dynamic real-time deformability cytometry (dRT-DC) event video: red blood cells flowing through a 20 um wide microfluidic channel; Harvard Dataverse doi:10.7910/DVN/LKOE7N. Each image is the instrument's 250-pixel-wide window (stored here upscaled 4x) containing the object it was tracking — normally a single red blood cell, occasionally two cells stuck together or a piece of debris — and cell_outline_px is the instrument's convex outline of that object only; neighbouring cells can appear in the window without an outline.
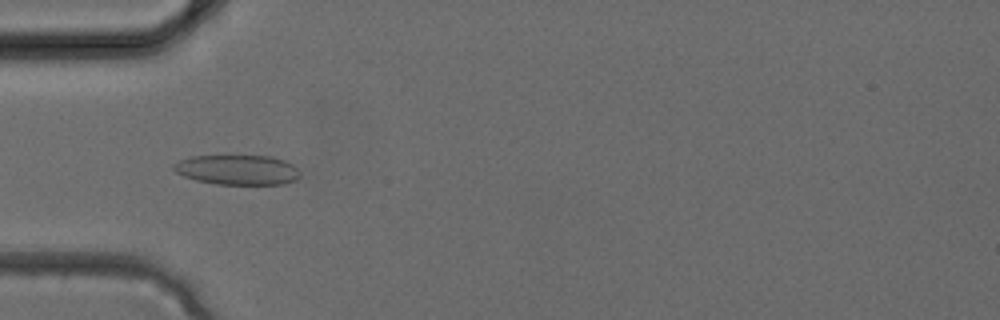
{"species": "common noctule bat (a hibernating species)", "species_latin": "Nyctalus noctula", "temperature_condition": "cold", "stored_images_in_passage": 4, "camera_frame_rate_fps": 3000, "um_per_image_px": 0.085, "animal": {"sex": "female", "body_mass_g": 24.6, "forearm_length_mm": 56.2}, "frame": {"image": 1, "passage_image": 4, "time_ms": 1.0, "image_size_px": [1000, 320], "cell_outline_px": [[300, 176], [296, 180], [284, 184], [216, 184], [196, 180], [184, 176], [176, 172], [172, 168], [172, 164], [188, 156], [272, 156], [284, 160], [292, 164], [300, 172]], "centroid_in_image_um": [20.18, 14.43], "position_along_channel_um": 64.8, "area_um2": 22.08}}